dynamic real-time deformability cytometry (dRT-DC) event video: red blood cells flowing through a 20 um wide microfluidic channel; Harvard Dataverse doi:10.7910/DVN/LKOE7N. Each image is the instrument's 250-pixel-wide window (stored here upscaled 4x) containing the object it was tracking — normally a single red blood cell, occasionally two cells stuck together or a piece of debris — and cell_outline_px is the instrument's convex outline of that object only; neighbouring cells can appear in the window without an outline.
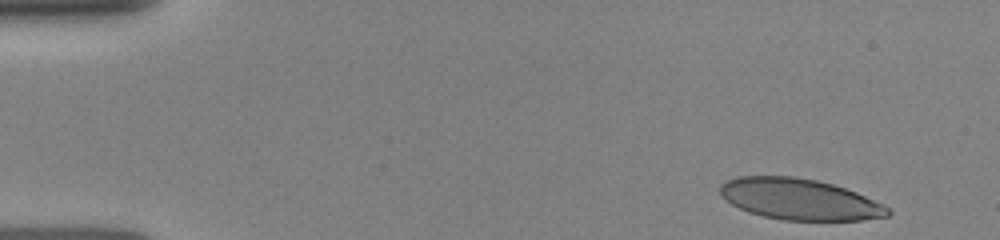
{"species": "human", "species_latin": "Homo sapiens", "temperature_condition": "room temperature", "stored_images_in_passage": 4, "camera_frame_rate_fps": 3000, "um_per_image_px": 0.085, "donor": {"sex": "female"}, "frame": {"image": 1, "passage_image": 1, "time_ms": 0.0, "image_size_px": [1000, 240], "cell_outline_px": [[892, 212], [888, 216], [860, 220], [784, 220], [764, 216], [748, 212], [732, 204], [720, 192], [720, 184], [736, 176], [792, 176], [816, 180], [832, 184], [856, 192], [884, 204]], "centroid_in_image_um": [67.97, 16.93], "position_along_channel_um": 17.0, "area_um2": 39.94}}
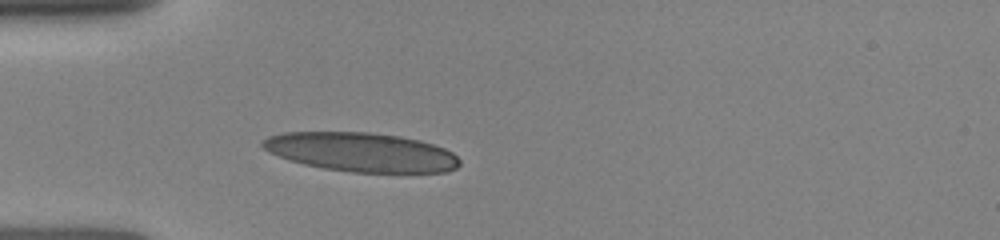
{"frame": {"image": 2, "passage_image": 4, "time_ms": 3.333, "image_size_px": [1000, 240], "cell_outline_px": [[460, 164], [456, 168], [444, 172], [352, 172], [324, 168], [304, 164], [288, 160], [268, 152], [260, 144], [268, 136], [284, 132], [368, 132], [400, 136], [420, 140], [444, 148], [452, 152], [460, 160]], "centroid_in_image_um": [30.69, 12.92], "position_along_channel_um": 54.3, "area_um2": 44.8}}